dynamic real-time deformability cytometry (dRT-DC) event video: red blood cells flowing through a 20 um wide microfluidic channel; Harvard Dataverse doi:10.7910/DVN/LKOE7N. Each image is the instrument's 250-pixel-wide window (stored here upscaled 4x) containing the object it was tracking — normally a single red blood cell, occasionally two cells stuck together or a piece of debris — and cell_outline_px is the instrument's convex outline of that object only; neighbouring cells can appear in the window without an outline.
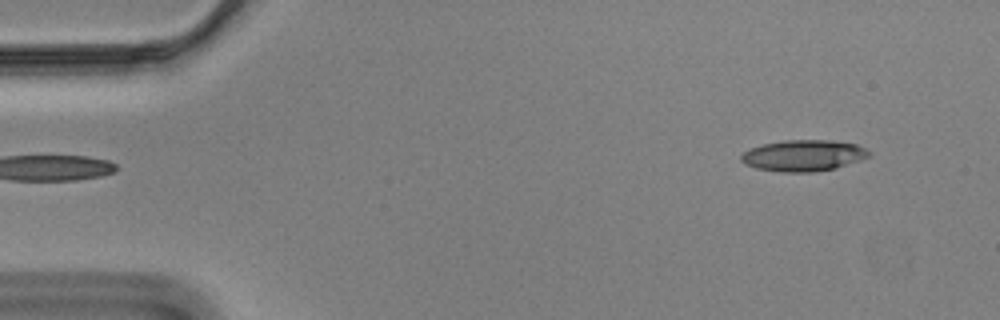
{"species": "Egyptian fruit bat (a non-hibernating species)", "species_latin": "Rousettus aegyptiacus", "temperature_condition": "cold", "stored_images_in_passage": 53, "camera_frame_rate_fps": 3000, "um_per_image_px": 0.085, "animal": {"sex": "male"}, "frame": {"image": 1, "passage_image": 1, "time_ms": 0.0, "image_size_px": [1000, 320], "cell_outline_px": [[872, 152], [868, 156], [860, 160], [836, 168], [812, 172], [780, 172], [756, 168], [744, 164], [740, 160], [740, 156], [744, 152], [752, 148], [764, 144], [784, 140], [828, 140], [856, 144]], "centroid_in_image_um": [68.28, 13.23], "position_along_channel_um": 16.7, "area_um2": 23.18}}
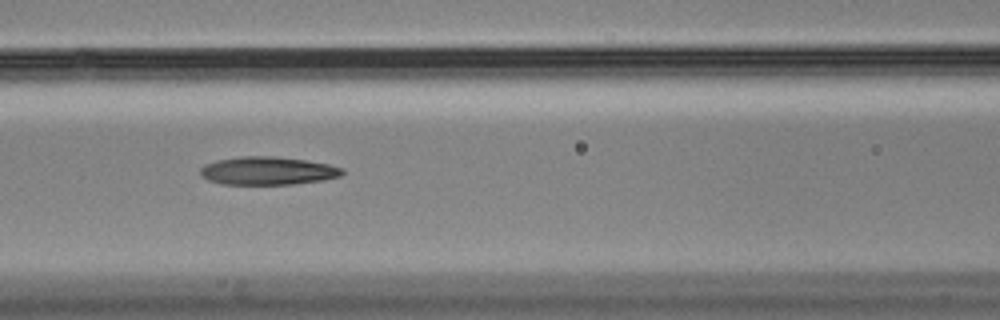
{"frame": {"image": 2, "passage_image": 20, "time_ms": 6.333, "image_size_px": [1000, 320], "cell_outline_px": [[344, 172], [340, 176], [324, 180], [292, 184], [220, 184], [208, 180], [200, 176], [200, 168], [204, 164], [216, 160], [240, 156], [272, 156], [304, 160], [328, 164], [344, 168]], "centroid_in_image_um": [22.72, 14.52], "position_along_channel_um": 143.9, "area_um2": 23.35}}
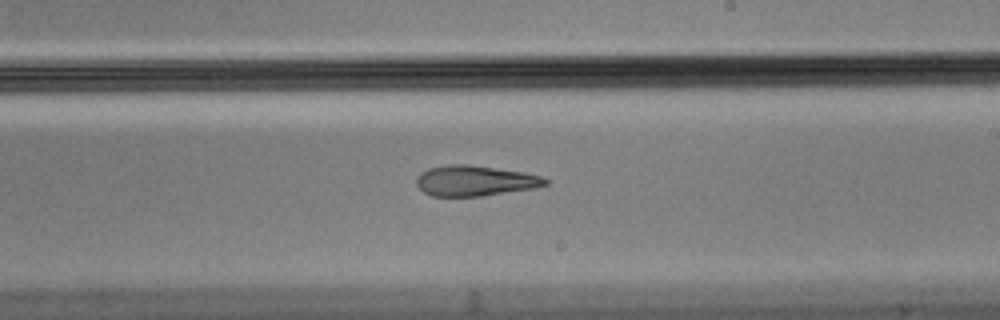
{"frame": {"image": 3, "passage_image": 29, "time_ms": 9.333, "image_size_px": [1000, 320], "cell_outline_px": [[548, 184], [536, 188], [484, 196], [432, 196], [424, 192], [416, 184], [416, 176], [420, 172], [428, 168], [448, 164], [468, 164], [524, 172], [540, 176], [548, 180]], "centroid_in_image_um": [40.36, 15.36], "position_along_channel_um": 248.6, "area_um2": 23.06}}